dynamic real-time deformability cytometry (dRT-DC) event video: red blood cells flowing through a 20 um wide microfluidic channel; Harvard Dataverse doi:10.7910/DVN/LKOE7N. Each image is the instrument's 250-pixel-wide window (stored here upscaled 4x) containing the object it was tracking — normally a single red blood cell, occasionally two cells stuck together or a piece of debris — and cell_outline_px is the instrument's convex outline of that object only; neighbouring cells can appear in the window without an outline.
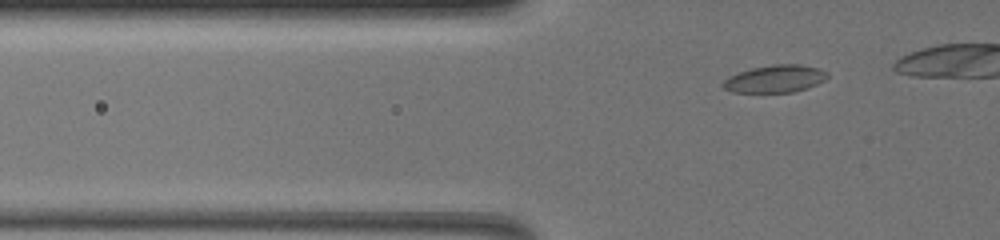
{"species": "common noctule bat (a hibernating species)", "species_latin": "Nyctalus noctula", "temperature_condition": "warm", "stored_images_in_passage": 11, "camera_frame_rate_fps": 3000, "um_per_image_px": 0.085, "animal": {"sex": "female", "body_mass_g": 19.5, "forearm_length_mm": 54.1}, "frame": {"image": 1, "passage_image": 2, "time_ms": 0.333, "image_size_px": [1000, 240], "cell_outline_px": [[828, 76], [824, 80], [808, 88], [792, 92], [732, 92], [724, 88], [720, 84], [728, 76], [752, 68], [772, 64], [800, 64], [816, 68], [828, 72]], "centroid_in_image_um": [65.86, 6.7], "position_along_channel_um": 59.9, "area_um2": 16.65}}
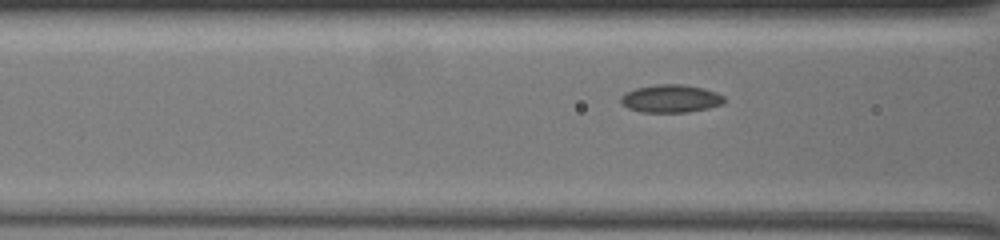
{"frame": {"image": 2, "passage_image": 8, "time_ms": 2.333, "image_size_px": [1000, 240], "cell_outline_px": [[724, 104], [708, 108], [688, 112], [640, 112], [628, 108], [620, 100], [620, 96], [624, 92], [636, 88], [656, 84], [684, 84], [716, 92], [724, 96]], "centroid_in_image_um": [57.0, 8.38], "position_along_channel_um": 109.6, "area_um2": 16.82}}